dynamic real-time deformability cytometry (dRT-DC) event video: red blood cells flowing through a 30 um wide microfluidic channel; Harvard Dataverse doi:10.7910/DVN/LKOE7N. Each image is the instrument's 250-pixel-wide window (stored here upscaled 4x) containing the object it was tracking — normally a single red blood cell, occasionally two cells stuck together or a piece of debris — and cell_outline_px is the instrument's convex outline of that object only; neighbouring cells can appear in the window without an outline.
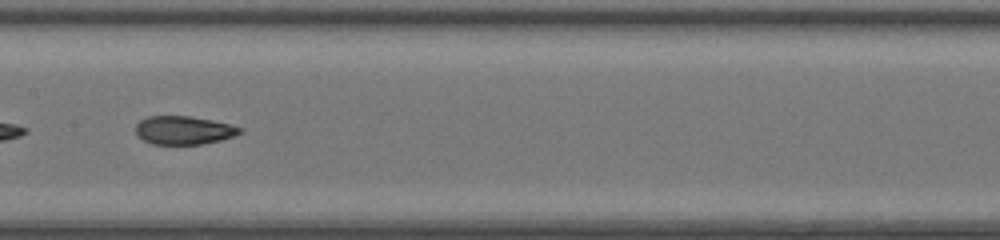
{"species": "common noctule bat (a hibernating species)", "species_latin": "Nyctalus noctula", "temperature_condition": "room temperature", "stored_images_in_passage": 32, "camera_frame_rate_fps": 3000, "um_per_image_px": 0.085, "animal": {"sex": "female", "body_mass_g": 20.0, "forearm_length_mm": 54.0}, "frame": {"image": 1, "passage_image": 10, "time_ms": 3.0, "image_size_px": [1000, 240], "cell_outline_px": [[244, 132], [236, 136], [204, 144], [152, 144], [136, 136], [136, 124], [140, 120], [148, 116], [188, 116], [212, 120], [244, 128]], "centroid_in_image_um": [15.64, 11.07], "position_along_channel_um": 191.8, "area_um2": 17.4}, "authors_computed_cell_mechanics": {"area_um2": 18.0336, "velocity_mm_per_s": 4.2949, "shape_relaxation_time_tau1_ms": 6.0392, "shape_relaxation_time_tau2_ms": 1.2066, "deformation_change_tau1": 0.2454, "deformation_change_tau2": 0.0738}}